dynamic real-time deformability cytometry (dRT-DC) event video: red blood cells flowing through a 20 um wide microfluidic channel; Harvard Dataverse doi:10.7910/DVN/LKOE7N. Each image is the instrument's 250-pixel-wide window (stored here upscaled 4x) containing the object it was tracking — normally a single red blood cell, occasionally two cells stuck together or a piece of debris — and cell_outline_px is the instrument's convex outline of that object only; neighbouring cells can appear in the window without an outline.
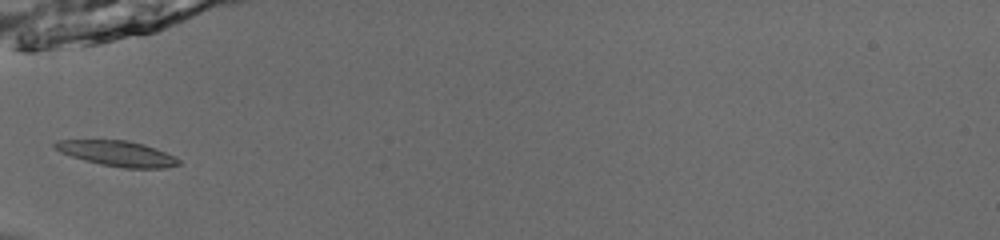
{"species": "common noctule bat (a hibernating species)", "species_latin": "Nyctalus noctula", "temperature_condition": "room temperature", "stored_images_in_passage": 33, "camera_frame_rate_fps": 3000, "um_per_image_px": 0.085, "animal": {"sex": "male", "body_mass_g": 13.0, "forearm_length_mm": 53.1}, "frame": {"image": 1, "passage_image": 1, "time_ms": 0.0, "image_size_px": [1000, 240], "cell_outline_px": [[180, 164], [164, 168], [124, 168], [100, 164], [84, 160], [60, 152], [52, 144], [56, 140], [128, 140], [144, 144], [156, 148], [176, 156], [180, 160]], "centroid_in_image_um": [10.0, 13.04], "position_along_channel_um": 75.0, "area_um2": 18.32}}
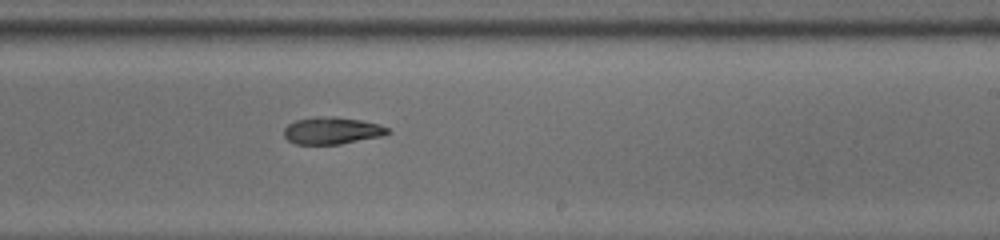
{"frame": {"image": 2, "passage_image": 15, "time_ms": 4.667, "image_size_px": [1000, 240], "cell_outline_px": [[392, 132], [384, 136], [340, 144], [296, 144], [288, 140], [284, 136], [284, 128], [288, 124], [296, 120], [316, 116], [336, 116], [360, 120], [380, 124], [388, 128]], "centroid_in_image_um": [28.25, 11.1], "position_along_channel_um": 260.8, "area_um2": 16.59}}
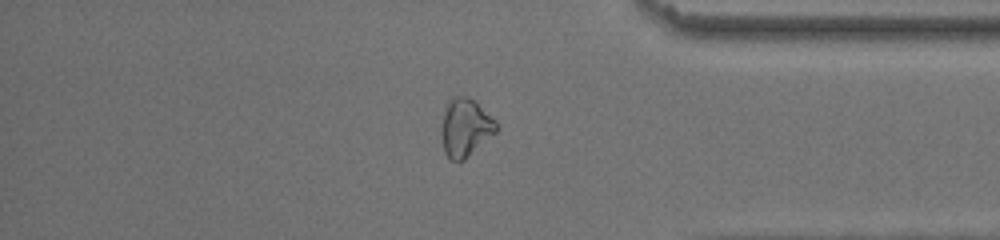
{"frame": {"image": 3, "passage_image": 26, "time_ms": 8.333, "image_size_px": [1000, 240], "cell_outline_px": [[496, 132], [464, 160], [452, 160], [444, 152], [440, 128], [444, 112], [452, 96], [464, 96], [476, 100], [496, 120]], "centroid_in_image_um": [39.55, 10.82], "position_along_channel_um": 395.6, "area_um2": 18.5}}